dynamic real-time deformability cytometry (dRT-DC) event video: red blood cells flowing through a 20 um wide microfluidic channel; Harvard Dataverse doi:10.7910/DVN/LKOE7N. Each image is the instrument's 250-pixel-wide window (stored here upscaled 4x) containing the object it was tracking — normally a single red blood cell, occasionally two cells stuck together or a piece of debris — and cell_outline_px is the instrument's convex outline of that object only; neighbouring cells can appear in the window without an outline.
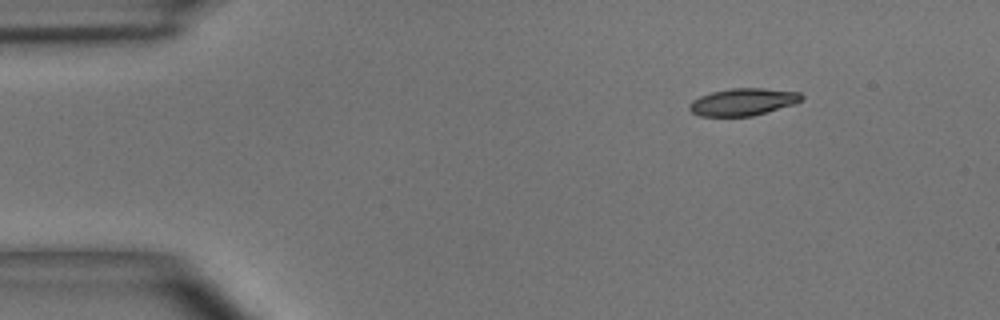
{"species": "common noctule bat (a hibernating species)", "species_latin": "Nyctalus noctula", "temperature_condition": "room temperature", "stored_images_in_passage": 9, "camera_frame_rate_fps": 3000, "um_per_image_px": 0.085, "animal": {"sex": "male", "body_mass_g": 15.6}, "frame": {"image": 1, "passage_image": 1, "time_ms": 0.0, "image_size_px": [1000, 320], "cell_outline_px": [[804, 100], [796, 104], [752, 116], [700, 116], [692, 112], [688, 108], [688, 104], [692, 100], [700, 96], [712, 92], [732, 88], [764, 88], [800, 92], [804, 96]], "centroid_in_image_um": [63.19, 8.66], "position_along_channel_um": 21.8, "area_um2": 17.98}}